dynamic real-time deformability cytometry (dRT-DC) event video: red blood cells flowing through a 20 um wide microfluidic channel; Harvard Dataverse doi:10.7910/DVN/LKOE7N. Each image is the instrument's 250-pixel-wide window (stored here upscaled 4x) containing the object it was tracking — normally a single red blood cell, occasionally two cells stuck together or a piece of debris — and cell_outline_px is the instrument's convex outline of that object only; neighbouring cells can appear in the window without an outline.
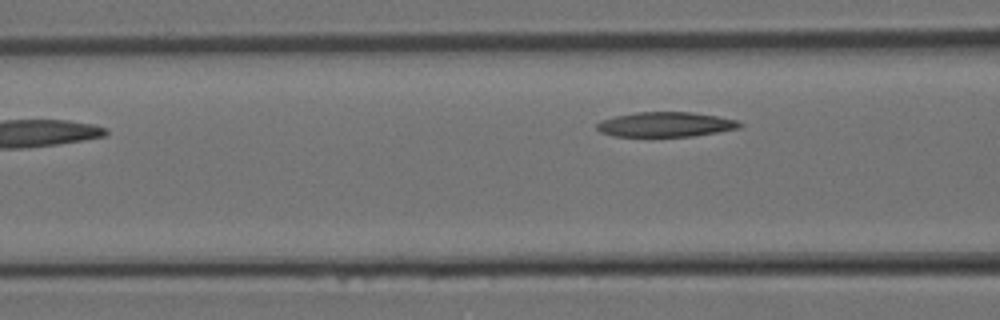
{"species": "Egyptian fruit bat (a non-hibernating species)", "species_latin": "Rousettus aegyptiacus", "temperature_condition": "room temperature", "stored_images_in_passage": 5, "segment_of_instrument_passage": [2, 2], "camera_frame_rate_fps": 3000, "um_per_image_px": 0.085, "animal": {"sex": "female"}, "frame": {"image": 1, "passage_image": 5, "time_ms": 1.333, "image_size_px": [1000, 320], "cell_outline_px": [[744, 124], [740, 128], [692, 136], [612, 136], [600, 132], [596, 128], [596, 124], [600, 120], [616, 116], [636, 112], [692, 112], [716, 116], [736, 120]], "centroid_in_image_um": [56.55, 10.57], "position_along_channel_um": 110.1, "area_um2": 20.58}}